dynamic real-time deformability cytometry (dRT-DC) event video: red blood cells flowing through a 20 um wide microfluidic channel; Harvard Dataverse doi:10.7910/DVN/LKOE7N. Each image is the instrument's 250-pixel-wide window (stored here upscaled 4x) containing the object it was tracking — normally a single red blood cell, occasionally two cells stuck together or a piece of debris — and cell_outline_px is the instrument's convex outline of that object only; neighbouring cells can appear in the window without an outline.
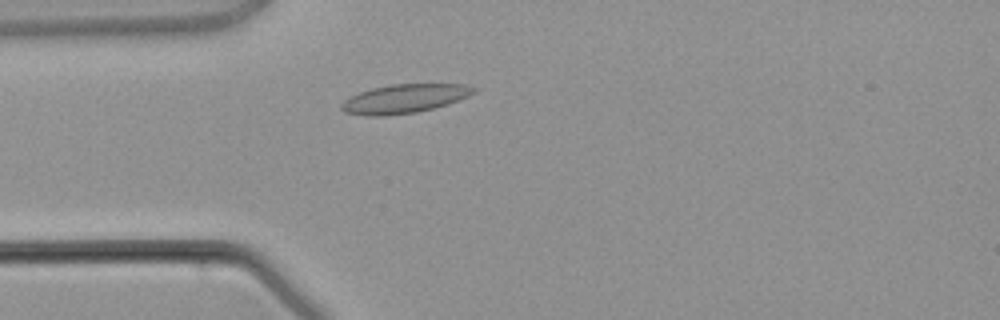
{"species": "common noctule bat (a hibernating species)", "species_latin": "Nyctalus noctula", "temperature_condition": "warm", "stored_images_in_passage": 4, "camera_frame_rate_fps": 3000, "um_per_image_px": 0.085, "animal": {"sex": "male", "body_mass_g": 21.5, "forearm_length_mm": 52.0}, "frame": {"image": 1, "passage_image": 4, "time_ms": 3.667, "image_size_px": [1000, 320], "cell_outline_px": [[476, 92], [468, 96], [448, 104], [416, 112], [384, 116], [368, 116], [344, 112], [340, 108], [340, 104], [348, 96], [372, 88], [392, 84], [464, 84], [476, 88]], "centroid_in_image_um": [34.34, 8.39], "position_along_channel_um": 50.7, "area_um2": 22.25}}